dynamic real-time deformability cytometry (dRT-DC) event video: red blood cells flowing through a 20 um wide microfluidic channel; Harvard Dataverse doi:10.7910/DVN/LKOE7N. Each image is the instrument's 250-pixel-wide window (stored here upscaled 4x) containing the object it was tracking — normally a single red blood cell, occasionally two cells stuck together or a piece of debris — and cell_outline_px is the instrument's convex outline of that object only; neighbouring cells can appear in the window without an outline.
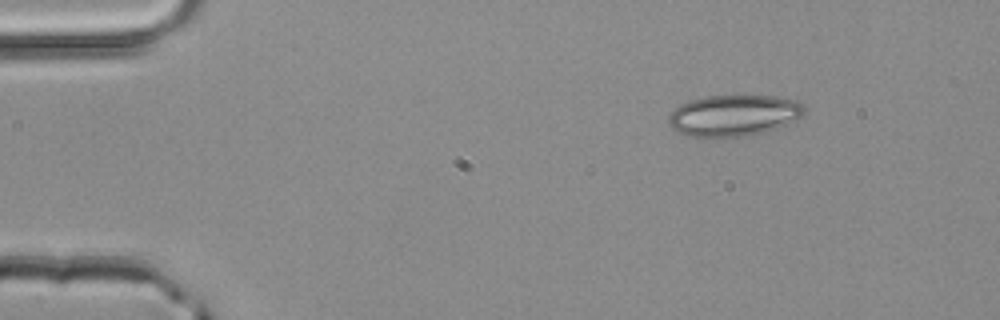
{"species": "common noctule bat (a hibernating species)", "species_latin": "Nyctalus noctula", "temperature_condition": "room temperature", "stored_images_in_passage": 3, "camera_frame_rate_fps": 3000, "um_per_image_px": 0.085, "animal": {"sex": "male", "body_mass_g": 20.4}, "frame": {"image": 1, "passage_image": 1, "time_ms": 0.0, "image_size_px": [1000, 320], "cell_outline_px": [[804, 116], [796, 120], [776, 128], [764, 132], [744, 136], [684, 136], [676, 132], [668, 124], [668, 116], [680, 104], [692, 100], [708, 96], [776, 96], [796, 100], [804, 108]], "centroid_in_image_um": [62.36, 9.81], "position_along_channel_um": 22.6, "area_um2": 32.43}}